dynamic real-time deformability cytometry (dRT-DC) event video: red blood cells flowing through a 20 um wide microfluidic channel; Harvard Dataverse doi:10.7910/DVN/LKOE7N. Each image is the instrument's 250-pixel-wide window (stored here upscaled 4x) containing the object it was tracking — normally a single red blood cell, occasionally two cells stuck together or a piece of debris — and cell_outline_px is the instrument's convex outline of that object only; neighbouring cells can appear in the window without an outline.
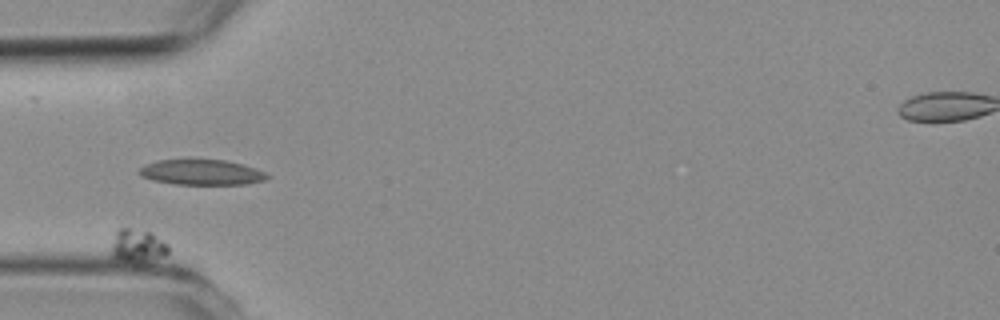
{"species": "common noctule bat (a hibernating species)", "species_latin": "Nyctalus noctula", "temperature_condition": "room temperature", "stored_images_in_passage": 17, "camera_frame_rate_fps": 3000, "um_per_image_px": 0.085, "animal": {"sex": "female", "body_mass_g": 19.3, "forearm_length_mm": 54.1}, "frame": {"image": 1, "passage_image": 4, "time_ms": 3.667, "image_size_px": [1000, 320], "cell_outline_px": [[168, 252], [164, 256], [144, 268], [136, 268], [116, 260], [112, 256], [112, 244], [116, 228], [128, 228], [152, 232], [168, 244]], "centroid_in_image_um": [11.71, 21.03], "position_along_channel_um": 73.3, "area_um2": 12.31}}
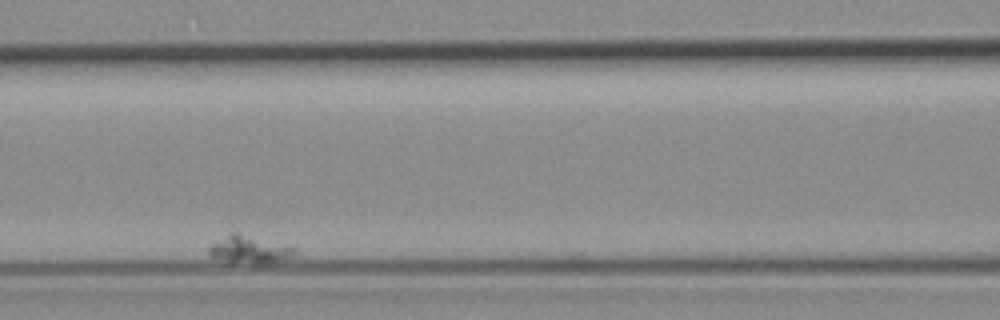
{"frame": {"image": 2, "passage_image": 8, "time_ms": 8.667, "image_size_px": [1000, 320], "cell_outline_px": [[296, 252], [292, 256], [280, 260], [264, 264], [228, 264], [208, 256], [208, 248], [212, 244], [232, 232], [236, 232], [296, 248]], "centroid_in_image_um": [21.11, 21.26], "position_along_channel_um": 145.5, "area_um2": 13.99}}
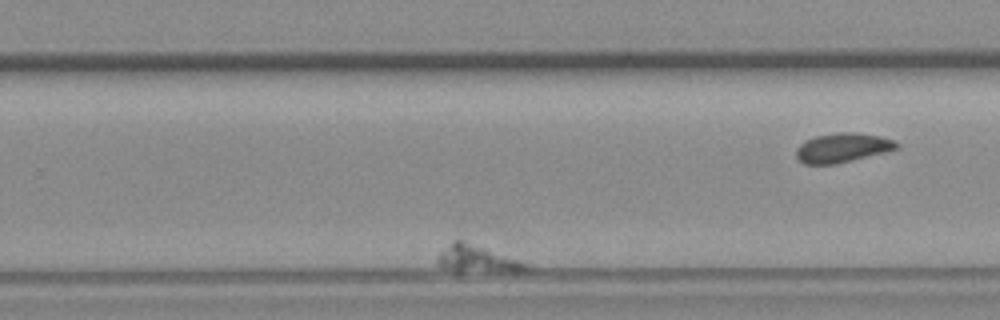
{"frame": {"image": 3, "passage_image": 15, "time_ms": 17.667, "image_size_px": [1000, 320], "cell_outline_px": [[532, 268], [528, 272], [456, 276], [436, 264], [436, 256], [440, 252], [456, 240], [460, 240], [484, 248], [528, 264]], "centroid_in_image_um": [40.54, 22.17], "position_along_channel_um": 289.3, "area_um2": 15.26}}